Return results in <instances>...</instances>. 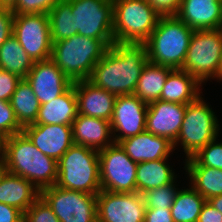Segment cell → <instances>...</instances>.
Returning a JSON list of instances; mask_svg holds the SVG:
<instances>
[{
  "label": "cell",
  "mask_w": 222,
  "mask_h": 222,
  "mask_svg": "<svg viewBox=\"0 0 222 222\" xmlns=\"http://www.w3.org/2000/svg\"><path fill=\"white\" fill-rule=\"evenodd\" d=\"M147 62L145 43L114 42L94 66L89 81L116 96L133 94Z\"/></svg>",
  "instance_id": "6da1fadb"
},
{
  "label": "cell",
  "mask_w": 222,
  "mask_h": 222,
  "mask_svg": "<svg viewBox=\"0 0 222 222\" xmlns=\"http://www.w3.org/2000/svg\"><path fill=\"white\" fill-rule=\"evenodd\" d=\"M3 157L8 172L29 180L40 191L56 185L57 161L37 149L23 132L5 138Z\"/></svg>",
  "instance_id": "7a4b0ae2"
},
{
  "label": "cell",
  "mask_w": 222,
  "mask_h": 222,
  "mask_svg": "<svg viewBox=\"0 0 222 222\" xmlns=\"http://www.w3.org/2000/svg\"><path fill=\"white\" fill-rule=\"evenodd\" d=\"M193 33L194 29L176 16H161L145 42L148 61L172 69H182Z\"/></svg>",
  "instance_id": "3957f363"
},
{
  "label": "cell",
  "mask_w": 222,
  "mask_h": 222,
  "mask_svg": "<svg viewBox=\"0 0 222 222\" xmlns=\"http://www.w3.org/2000/svg\"><path fill=\"white\" fill-rule=\"evenodd\" d=\"M108 46L101 39L74 35L53 43L51 60L72 81L89 80Z\"/></svg>",
  "instance_id": "277c9868"
},
{
  "label": "cell",
  "mask_w": 222,
  "mask_h": 222,
  "mask_svg": "<svg viewBox=\"0 0 222 222\" xmlns=\"http://www.w3.org/2000/svg\"><path fill=\"white\" fill-rule=\"evenodd\" d=\"M59 188L97 195L101 191L99 153L86 146L73 144L57 161Z\"/></svg>",
  "instance_id": "5b68a950"
},
{
  "label": "cell",
  "mask_w": 222,
  "mask_h": 222,
  "mask_svg": "<svg viewBox=\"0 0 222 222\" xmlns=\"http://www.w3.org/2000/svg\"><path fill=\"white\" fill-rule=\"evenodd\" d=\"M114 42L145 43L161 17L147 0H112Z\"/></svg>",
  "instance_id": "8992f818"
},
{
  "label": "cell",
  "mask_w": 222,
  "mask_h": 222,
  "mask_svg": "<svg viewBox=\"0 0 222 222\" xmlns=\"http://www.w3.org/2000/svg\"><path fill=\"white\" fill-rule=\"evenodd\" d=\"M218 122L215 112L202 95H199L186 105L178 137L173 143L174 151L178 145H181L186 155L185 159L192 157L210 141L219 137Z\"/></svg>",
  "instance_id": "52a82bcc"
},
{
  "label": "cell",
  "mask_w": 222,
  "mask_h": 222,
  "mask_svg": "<svg viewBox=\"0 0 222 222\" xmlns=\"http://www.w3.org/2000/svg\"><path fill=\"white\" fill-rule=\"evenodd\" d=\"M222 55V29L194 30L182 70L201 84L215 79Z\"/></svg>",
  "instance_id": "ba28073f"
},
{
  "label": "cell",
  "mask_w": 222,
  "mask_h": 222,
  "mask_svg": "<svg viewBox=\"0 0 222 222\" xmlns=\"http://www.w3.org/2000/svg\"><path fill=\"white\" fill-rule=\"evenodd\" d=\"M78 35L114 43L112 0H68Z\"/></svg>",
  "instance_id": "9c48e42d"
},
{
  "label": "cell",
  "mask_w": 222,
  "mask_h": 222,
  "mask_svg": "<svg viewBox=\"0 0 222 222\" xmlns=\"http://www.w3.org/2000/svg\"><path fill=\"white\" fill-rule=\"evenodd\" d=\"M101 190L111 192H136L138 163L126 154L119 143L98 151Z\"/></svg>",
  "instance_id": "30bf717a"
},
{
  "label": "cell",
  "mask_w": 222,
  "mask_h": 222,
  "mask_svg": "<svg viewBox=\"0 0 222 222\" xmlns=\"http://www.w3.org/2000/svg\"><path fill=\"white\" fill-rule=\"evenodd\" d=\"M41 197L60 222H97L96 195L53 185L43 188Z\"/></svg>",
  "instance_id": "8fae6325"
},
{
  "label": "cell",
  "mask_w": 222,
  "mask_h": 222,
  "mask_svg": "<svg viewBox=\"0 0 222 222\" xmlns=\"http://www.w3.org/2000/svg\"><path fill=\"white\" fill-rule=\"evenodd\" d=\"M13 36L34 62L51 59L53 43L48 14H14Z\"/></svg>",
  "instance_id": "7c38bea8"
},
{
  "label": "cell",
  "mask_w": 222,
  "mask_h": 222,
  "mask_svg": "<svg viewBox=\"0 0 222 222\" xmlns=\"http://www.w3.org/2000/svg\"><path fill=\"white\" fill-rule=\"evenodd\" d=\"M96 199L97 222H144L146 205L143 194L101 190Z\"/></svg>",
  "instance_id": "4fadbf2b"
},
{
  "label": "cell",
  "mask_w": 222,
  "mask_h": 222,
  "mask_svg": "<svg viewBox=\"0 0 222 222\" xmlns=\"http://www.w3.org/2000/svg\"><path fill=\"white\" fill-rule=\"evenodd\" d=\"M147 110L148 105L134 94L117 96L110 120L114 143L145 131Z\"/></svg>",
  "instance_id": "5bb4252c"
},
{
  "label": "cell",
  "mask_w": 222,
  "mask_h": 222,
  "mask_svg": "<svg viewBox=\"0 0 222 222\" xmlns=\"http://www.w3.org/2000/svg\"><path fill=\"white\" fill-rule=\"evenodd\" d=\"M25 79L31 85L40 104L59 97L73 85L51 59L35 62Z\"/></svg>",
  "instance_id": "9a60e30c"
},
{
  "label": "cell",
  "mask_w": 222,
  "mask_h": 222,
  "mask_svg": "<svg viewBox=\"0 0 222 222\" xmlns=\"http://www.w3.org/2000/svg\"><path fill=\"white\" fill-rule=\"evenodd\" d=\"M22 132L46 156L58 161L74 144L71 125L30 124Z\"/></svg>",
  "instance_id": "2e32d148"
},
{
  "label": "cell",
  "mask_w": 222,
  "mask_h": 222,
  "mask_svg": "<svg viewBox=\"0 0 222 222\" xmlns=\"http://www.w3.org/2000/svg\"><path fill=\"white\" fill-rule=\"evenodd\" d=\"M185 110V104L174 102L158 100L148 104L146 131L166 137L174 143L178 137Z\"/></svg>",
  "instance_id": "e0dca14e"
},
{
  "label": "cell",
  "mask_w": 222,
  "mask_h": 222,
  "mask_svg": "<svg viewBox=\"0 0 222 222\" xmlns=\"http://www.w3.org/2000/svg\"><path fill=\"white\" fill-rule=\"evenodd\" d=\"M78 114L110 121L116 95L95 86L89 80L73 82Z\"/></svg>",
  "instance_id": "ac0fdd59"
},
{
  "label": "cell",
  "mask_w": 222,
  "mask_h": 222,
  "mask_svg": "<svg viewBox=\"0 0 222 222\" xmlns=\"http://www.w3.org/2000/svg\"><path fill=\"white\" fill-rule=\"evenodd\" d=\"M175 16L194 30L222 29V1L182 0Z\"/></svg>",
  "instance_id": "d6986e66"
},
{
  "label": "cell",
  "mask_w": 222,
  "mask_h": 222,
  "mask_svg": "<svg viewBox=\"0 0 222 222\" xmlns=\"http://www.w3.org/2000/svg\"><path fill=\"white\" fill-rule=\"evenodd\" d=\"M119 144L136 163L168 159L174 150L173 143L169 139L146 130L121 140Z\"/></svg>",
  "instance_id": "ffe728a7"
},
{
  "label": "cell",
  "mask_w": 222,
  "mask_h": 222,
  "mask_svg": "<svg viewBox=\"0 0 222 222\" xmlns=\"http://www.w3.org/2000/svg\"><path fill=\"white\" fill-rule=\"evenodd\" d=\"M71 126L74 144L100 151L114 143L110 121L77 114Z\"/></svg>",
  "instance_id": "44dd1931"
},
{
  "label": "cell",
  "mask_w": 222,
  "mask_h": 222,
  "mask_svg": "<svg viewBox=\"0 0 222 222\" xmlns=\"http://www.w3.org/2000/svg\"><path fill=\"white\" fill-rule=\"evenodd\" d=\"M41 196L29 180L7 172L0 183V203L16 207L23 213Z\"/></svg>",
  "instance_id": "7402d4cb"
},
{
  "label": "cell",
  "mask_w": 222,
  "mask_h": 222,
  "mask_svg": "<svg viewBox=\"0 0 222 222\" xmlns=\"http://www.w3.org/2000/svg\"><path fill=\"white\" fill-rule=\"evenodd\" d=\"M201 87L202 84L190 73L182 69H172L159 100L187 105L201 95Z\"/></svg>",
  "instance_id": "603a6c76"
},
{
  "label": "cell",
  "mask_w": 222,
  "mask_h": 222,
  "mask_svg": "<svg viewBox=\"0 0 222 222\" xmlns=\"http://www.w3.org/2000/svg\"><path fill=\"white\" fill-rule=\"evenodd\" d=\"M77 114V98L74 85H72L59 97L40 105L39 113L34 124L72 125Z\"/></svg>",
  "instance_id": "cb8c5ba5"
},
{
  "label": "cell",
  "mask_w": 222,
  "mask_h": 222,
  "mask_svg": "<svg viewBox=\"0 0 222 222\" xmlns=\"http://www.w3.org/2000/svg\"><path fill=\"white\" fill-rule=\"evenodd\" d=\"M167 159L140 162L136 171V192L143 194L146 191L169 185L176 181V176Z\"/></svg>",
  "instance_id": "d4e9b609"
},
{
  "label": "cell",
  "mask_w": 222,
  "mask_h": 222,
  "mask_svg": "<svg viewBox=\"0 0 222 222\" xmlns=\"http://www.w3.org/2000/svg\"><path fill=\"white\" fill-rule=\"evenodd\" d=\"M171 70L172 68L170 67L153 64L148 61L141 72L133 94L147 105L158 101Z\"/></svg>",
  "instance_id": "484cf974"
},
{
  "label": "cell",
  "mask_w": 222,
  "mask_h": 222,
  "mask_svg": "<svg viewBox=\"0 0 222 222\" xmlns=\"http://www.w3.org/2000/svg\"><path fill=\"white\" fill-rule=\"evenodd\" d=\"M10 103L22 127L35 123L41 104L26 79L18 83Z\"/></svg>",
  "instance_id": "4316f807"
},
{
  "label": "cell",
  "mask_w": 222,
  "mask_h": 222,
  "mask_svg": "<svg viewBox=\"0 0 222 222\" xmlns=\"http://www.w3.org/2000/svg\"><path fill=\"white\" fill-rule=\"evenodd\" d=\"M34 63L13 35L0 47V69L2 70L25 79Z\"/></svg>",
  "instance_id": "83f0119b"
},
{
  "label": "cell",
  "mask_w": 222,
  "mask_h": 222,
  "mask_svg": "<svg viewBox=\"0 0 222 222\" xmlns=\"http://www.w3.org/2000/svg\"><path fill=\"white\" fill-rule=\"evenodd\" d=\"M190 185L205 198L222 195V170L208 166H184Z\"/></svg>",
  "instance_id": "f1b7e54d"
},
{
  "label": "cell",
  "mask_w": 222,
  "mask_h": 222,
  "mask_svg": "<svg viewBox=\"0 0 222 222\" xmlns=\"http://www.w3.org/2000/svg\"><path fill=\"white\" fill-rule=\"evenodd\" d=\"M205 198L191 185L177 191L175 200L170 208L174 222H197Z\"/></svg>",
  "instance_id": "f546056e"
},
{
  "label": "cell",
  "mask_w": 222,
  "mask_h": 222,
  "mask_svg": "<svg viewBox=\"0 0 222 222\" xmlns=\"http://www.w3.org/2000/svg\"><path fill=\"white\" fill-rule=\"evenodd\" d=\"M48 17L52 43L78 34L75 30L71 3L68 0L58 1L48 12Z\"/></svg>",
  "instance_id": "4dcf8cb0"
},
{
  "label": "cell",
  "mask_w": 222,
  "mask_h": 222,
  "mask_svg": "<svg viewBox=\"0 0 222 222\" xmlns=\"http://www.w3.org/2000/svg\"><path fill=\"white\" fill-rule=\"evenodd\" d=\"M210 141L195 155L185 159V166H208L222 170V142Z\"/></svg>",
  "instance_id": "1f68e13d"
},
{
  "label": "cell",
  "mask_w": 222,
  "mask_h": 222,
  "mask_svg": "<svg viewBox=\"0 0 222 222\" xmlns=\"http://www.w3.org/2000/svg\"><path fill=\"white\" fill-rule=\"evenodd\" d=\"M175 181L169 185L153 188L143 193L146 209H160L171 208L177 191L180 188H176Z\"/></svg>",
  "instance_id": "d6a6232c"
},
{
  "label": "cell",
  "mask_w": 222,
  "mask_h": 222,
  "mask_svg": "<svg viewBox=\"0 0 222 222\" xmlns=\"http://www.w3.org/2000/svg\"><path fill=\"white\" fill-rule=\"evenodd\" d=\"M22 130L10 101L0 100V134L7 138L21 133Z\"/></svg>",
  "instance_id": "836d02e7"
},
{
  "label": "cell",
  "mask_w": 222,
  "mask_h": 222,
  "mask_svg": "<svg viewBox=\"0 0 222 222\" xmlns=\"http://www.w3.org/2000/svg\"><path fill=\"white\" fill-rule=\"evenodd\" d=\"M24 222H60L52 208L40 196L24 213Z\"/></svg>",
  "instance_id": "e575fe53"
},
{
  "label": "cell",
  "mask_w": 222,
  "mask_h": 222,
  "mask_svg": "<svg viewBox=\"0 0 222 222\" xmlns=\"http://www.w3.org/2000/svg\"><path fill=\"white\" fill-rule=\"evenodd\" d=\"M58 1L61 0H16L11 11L14 14H48Z\"/></svg>",
  "instance_id": "d590c367"
},
{
  "label": "cell",
  "mask_w": 222,
  "mask_h": 222,
  "mask_svg": "<svg viewBox=\"0 0 222 222\" xmlns=\"http://www.w3.org/2000/svg\"><path fill=\"white\" fill-rule=\"evenodd\" d=\"M21 79L16 74L0 69V100L10 101Z\"/></svg>",
  "instance_id": "8d00e7d4"
},
{
  "label": "cell",
  "mask_w": 222,
  "mask_h": 222,
  "mask_svg": "<svg viewBox=\"0 0 222 222\" xmlns=\"http://www.w3.org/2000/svg\"><path fill=\"white\" fill-rule=\"evenodd\" d=\"M14 13L10 8L0 7V47L13 35Z\"/></svg>",
  "instance_id": "74e56055"
},
{
  "label": "cell",
  "mask_w": 222,
  "mask_h": 222,
  "mask_svg": "<svg viewBox=\"0 0 222 222\" xmlns=\"http://www.w3.org/2000/svg\"><path fill=\"white\" fill-rule=\"evenodd\" d=\"M182 0H147L160 16H175Z\"/></svg>",
  "instance_id": "f35d334b"
},
{
  "label": "cell",
  "mask_w": 222,
  "mask_h": 222,
  "mask_svg": "<svg viewBox=\"0 0 222 222\" xmlns=\"http://www.w3.org/2000/svg\"><path fill=\"white\" fill-rule=\"evenodd\" d=\"M0 222H24V213L16 207L0 203Z\"/></svg>",
  "instance_id": "ab89813d"
},
{
  "label": "cell",
  "mask_w": 222,
  "mask_h": 222,
  "mask_svg": "<svg viewBox=\"0 0 222 222\" xmlns=\"http://www.w3.org/2000/svg\"><path fill=\"white\" fill-rule=\"evenodd\" d=\"M144 222H174L170 208L146 209Z\"/></svg>",
  "instance_id": "60d3db41"
},
{
  "label": "cell",
  "mask_w": 222,
  "mask_h": 222,
  "mask_svg": "<svg viewBox=\"0 0 222 222\" xmlns=\"http://www.w3.org/2000/svg\"><path fill=\"white\" fill-rule=\"evenodd\" d=\"M197 222H222V214L206 201L201 208Z\"/></svg>",
  "instance_id": "b9f144b4"
},
{
  "label": "cell",
  "mask_w": 222,
  "mask_h": 222,
  "mask_svg": "<svg viewBox=\"0 0 222 222\" xmlns=\"http://www.w3.org/2000/svg\"><path fill=\"white\" fill-rule=\"evenodd\" d=\"M207 201L222 214V195L212 197Z\"/></svg>",
  "instance_id": "7bdbcfd3"
},
{
  "label": "cell",
  "mask_w": 222,
  "mask_h": 222,
  "mask_svg": "<svg viewBox=\"0 0 222 222\" xmlns=\"http://www.w3.org/2000/svg\"><path fill=\"white\" fill-rule=\"evenodd\" d=\"M8 169L6 166V161L4 159V157L0 158V183L2 181V179L5 177V175L7 174Z\"/></svg>",
  "instance_id": "ee69618b"
},
{
  "label": "cell",
  "mask_w": 222,
  "mask_h": 222,
  "mask_svg": "<svg viewBox=\"0 0 222 222\" xmlns=\"http://www.w3.org/2000/svg\"><path fill=\"white\" fill-rule=\"evenodd\" d=\"M16 0H0V7L12 8Z\"/></svg>",
  "instance_id": "f6af8a7d"
},
{
  "label": "cell",
  "mask_w": 222,
  "mask_h": 222,
  "mask_svg": "<svg viewBox=\"0 0 222 222\" xmlns=\"http://www.w3.org/2000/svg\"><path fill=\"white\" fill-rule=\"evenodd\" d=\"M215 78L217 79L218 82L222 81V55L220 58L219 67H218Z\"/></svg>",
  "instance_id": "bcb514c9"
},
{
  "label": "cell",
  "mask_w": 222,
  "mask_h": 222,
  "mask_svg": "<svg viewBox=\"0 0 222 222\" xmlns=\"http://www.w3.org/2000/svg\"><path fill=\"white\" fill-rule=\"evenodd\" d=\"M4 142L5 137L0 134V158L4 156Z\"/></svg>",
  "instance_id": "7dc6e473"
}]
</instances>
